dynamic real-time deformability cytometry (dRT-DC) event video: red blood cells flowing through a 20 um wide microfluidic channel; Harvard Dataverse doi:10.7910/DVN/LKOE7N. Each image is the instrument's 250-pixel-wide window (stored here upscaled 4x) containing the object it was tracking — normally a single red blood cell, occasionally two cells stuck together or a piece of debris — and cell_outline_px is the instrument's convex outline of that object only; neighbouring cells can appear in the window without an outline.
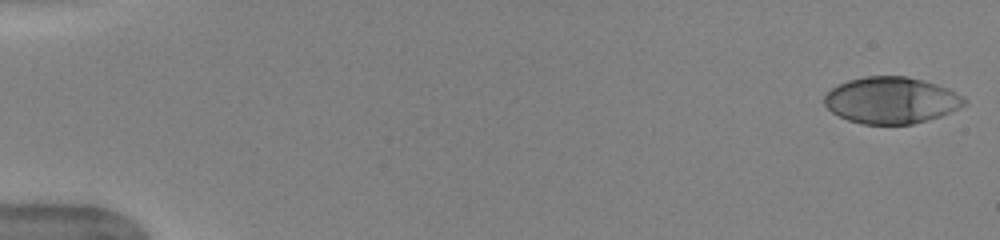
{"species": "human", "species_latin": "Homo sapiens", "temperature_condition": "warm", "stored_images_in_passage": 51, "camera_frame_rate_fps": 3000, "um_per_image_px": 0.085, "donor": {"sex": "female"}, "frame": {"image": 1, "passage_image": 1, "time_ms": 0.0, "image_size_px": [1000, 240], "cell_outline_px": [[968, 104], [960, 108], [940, 116], [928, 120], [912, 124], [860, 124], [848, 120], [832, 112], [824, 104], [824, 96], [832, 88], [848, 80], [864, 76], [908, 76], [924, 80], [948, 88], [964, 96], [968, 100]], "centroid_in_image_um": [75.8, 8.52], "position_along_channel_um": 9.2, "area_um2": 38.21}}
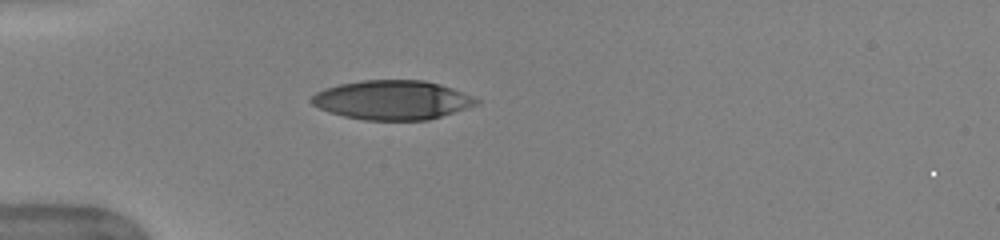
{"frame": {"image": 2, "passage_image": 15, "time_ms": 4.667, "image_size_px": [1000, 240], "cell_outline_px": [[480, 100], [476, 104], [428, 120], [364, 120], [344, 116], [320, 108], [312, 104], [308, 100], [316, 92], [324, 88], [340, 84], [364, 80], [424, 80], [440, 84], [452, 88], [472, 96]], "centroid_in_image_um": [33.3, 8.49], "position_along_channel_um": 51.7, "area_um2": 37.34}}
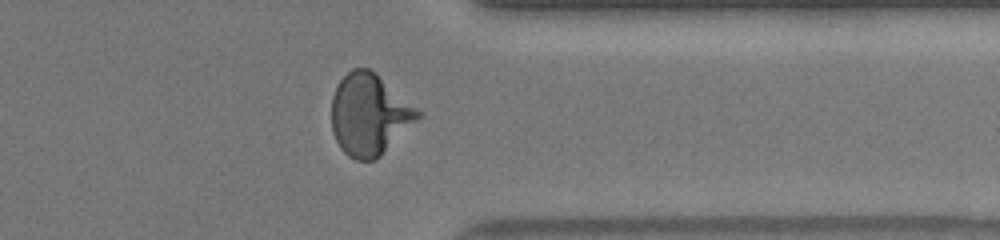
{"frame": {"image": 3, "passage_image": 41, "time_ms": 13.333, "image_size_px": [1000, 240], "cell_outline_px": [[424, 116], [376, 160], [356, 160], [348, 156], [340, 148], [332, 132], [332, 96], [340, 80], [352, 68], [368, 68], [376, 72], [416, 108]], "centroid_in_image_um": [31.41, 9.75], "position_along_channel_um": 380.0, "area_um2": 41.1}, "authors_computed_cell_mechanics": {"area_um2": 39.5352, "velocity_mm_per_s": 3.9999, "shape_relaxation_time_tau1_ms": 5.7185, "shape_relaxation_time_tau2_ms": null, "deformation_change_tau1": 0.2522, "deformation_change_tau2": null}}